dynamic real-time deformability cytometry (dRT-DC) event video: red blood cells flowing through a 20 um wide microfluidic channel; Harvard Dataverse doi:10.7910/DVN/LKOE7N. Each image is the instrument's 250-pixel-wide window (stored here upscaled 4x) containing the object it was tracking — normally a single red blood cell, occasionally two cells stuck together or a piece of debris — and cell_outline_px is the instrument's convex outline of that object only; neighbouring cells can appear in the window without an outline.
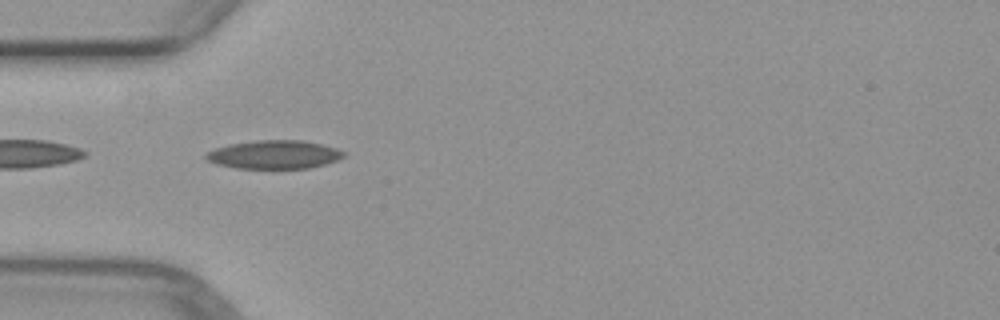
{"species": "common noctule bat (a hibernating species)", "species_latin": "Nyctalus noctula", "temperature_condition": "warm", "stored_images_in_passage": 5, "camera_frame_rate_fps": 3000, "um_per_image_px": 0.085, "animal": {"sex": "female", "body_mass_g": 29.2, "forearm_length_mm": 56.3}, "frame": {"image": 1, "passage_image": 3, "time_ms": 3.333, "image_size_px": [1000, 320], "cell_outline_px": [[344, 156], [336, 160], [324, 164], [308, 168], [236, 168], [216, 164], [208, 160], [204, 156], [208, 152], [216, 148], [232, 144], [256, 140], [300, 140], [320, 144], [336, 148], [344, 152]], "centroid_in_image_um": [23.29, 13.14], "position_along_channel_um": 61.7, "area_um2": 22.48}}
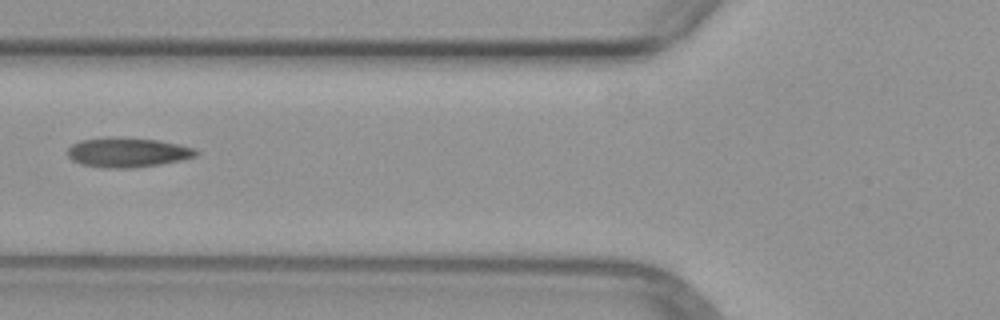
{"frame": {"image": 2, "passage_image": 4, "time_ms": 4.667, "image_size_px": [1000, 320], "cell_outline_px": [[200, 152], [196, 156], [180, 160], [160, 164], [132, 168], [100, 168], [80, 164], [72, 160], [68, 156], [68, 148], [72, 144], [80, 140], [160, 140], [180, 144], [196, 148]], "centroid_in_image_um": [10.89, 13.01], "position_along_channel_um": 114.9, "area_um2": 21.39}}
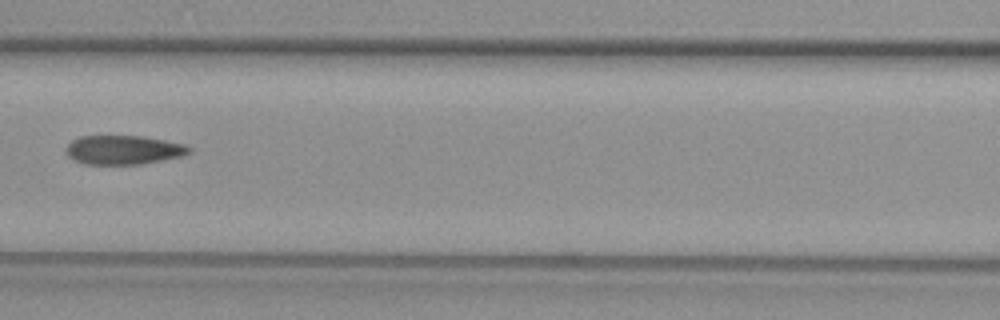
{"frame": {"image": 3, "passage_image": 5, "time_ms": 5.667, "image_size_px": [1000, 320], "cell_outline_px": [[192, 152], [184, 156], [140, 164], [84, 164], [68, 156], [64, 148], [72, 140], [80, 136], [144, 136], [184, 144], [192, 148]], "centroid_in_image_um": [10.51, 12.74], "position_along_channel_um": 156.1, "area_um2": 20.92}}